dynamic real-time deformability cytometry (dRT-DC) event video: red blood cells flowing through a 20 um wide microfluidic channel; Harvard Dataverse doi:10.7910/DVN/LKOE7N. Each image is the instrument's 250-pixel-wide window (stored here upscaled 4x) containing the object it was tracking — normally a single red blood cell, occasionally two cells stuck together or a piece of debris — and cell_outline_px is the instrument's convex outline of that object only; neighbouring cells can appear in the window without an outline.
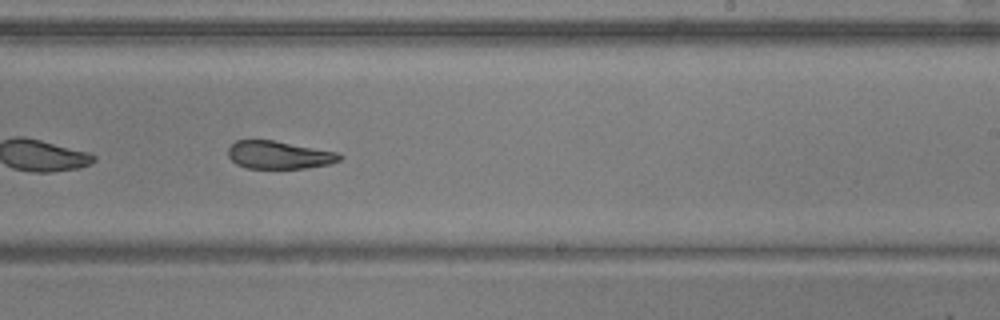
{"species": "common noctule bat (a hibernating species)", "species_latin": "Nyctalus noctula", "temperature_condition": "warm", "stored_images_in_passage": 51, "camera_frame_rate_fps": 3000, "um_per_image_px": 0.085, "animal": {"sex": "male", "body_mass_g": 20.5, "forearm_length_mm": 52.5}, "frame": {"image": 1, "passage_image": 30, "time_ms": 9.667, "image_size_px": [1000, 320], "cell_outline_px": [[344, 156], [340, 160], [328, 164], [304, 168], [248, 168], [236, 164], [228, 156], [228, 148], [236, 140], [272, 140], [340, 152]], "centroid_in_image_um": [23.74, 13.16], "position_along_channel_um": 265.3, "area_um2": 18.09}}
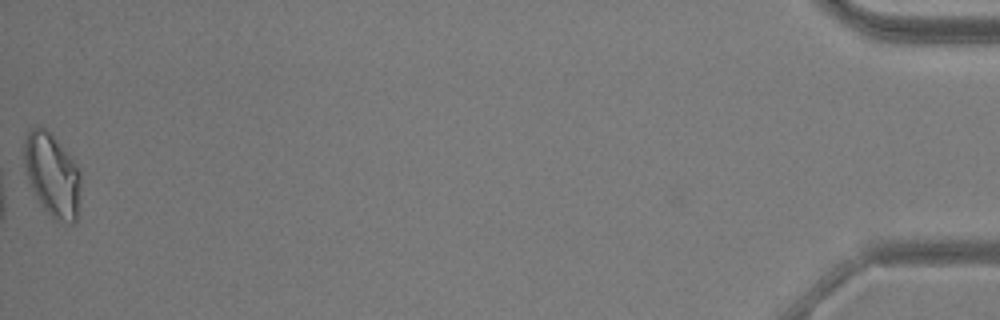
{"frame": {"image": 2, "passage_image": 51, "time_ms": 16.667, "image_size_px": [1000, 320], "cell_outline_px": [[80, 188], [76, 220], [72, 224], [56, 220], [40, 204], [28, 180], [24, 164], [24, 140], [28, 132], [32, 128], [44, 128], [56, 140], [80, 168]], "centroid_in_image_um": [4.44, 14.89], "position_along_channel_um": 430.8, "area_um2": 26.99}, "authors_computed_cell_mechanics": {"area_um2": 20.6346, "velocity_mm_per_s": 3.8627, "shape_relaxation_time_tau1_ms": 6.1468, "shape_relaxation_time_tau2_ms": 3.2773, "deformation_change_tau1": 0.1864, "deformation_change_tau2": 0.1231}}